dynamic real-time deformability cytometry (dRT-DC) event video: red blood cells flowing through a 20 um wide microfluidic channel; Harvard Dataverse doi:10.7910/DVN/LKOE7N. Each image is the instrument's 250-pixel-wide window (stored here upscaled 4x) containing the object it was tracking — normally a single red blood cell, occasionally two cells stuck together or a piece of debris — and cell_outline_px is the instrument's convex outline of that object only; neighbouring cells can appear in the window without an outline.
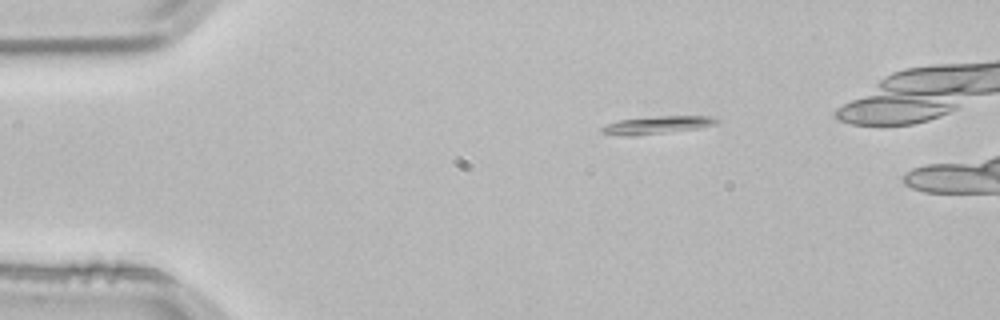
{"species": "common noctule bat (a hibernating species)", "species_latin": "Nyctalus noctula", "temperature_condition": "room temperature", "stored_images_in_passage": 4, "camera_frame_rate_fps": 3000, "um_per_image_px": 0.085, "animal": {"sex": "male", "body_mass_g": 21.5, "forearm_length_mm": 52.0}, "frame": {"image": 1, "passage_image": 2, "time_ms": 0.333, "image_size_px": [1000, 320], "cell_outline_px": [[720, 120], [716, 124], [696, 128], [632, 136], [624, 136], [604, 132], [600, 128], [608, 124], [620, 120], [656, 116], [712, 116]], "centroid_in_image_um": [55.88, 10.61], "position_along_channel_um": 29.1, "area_um2": 11.44}}